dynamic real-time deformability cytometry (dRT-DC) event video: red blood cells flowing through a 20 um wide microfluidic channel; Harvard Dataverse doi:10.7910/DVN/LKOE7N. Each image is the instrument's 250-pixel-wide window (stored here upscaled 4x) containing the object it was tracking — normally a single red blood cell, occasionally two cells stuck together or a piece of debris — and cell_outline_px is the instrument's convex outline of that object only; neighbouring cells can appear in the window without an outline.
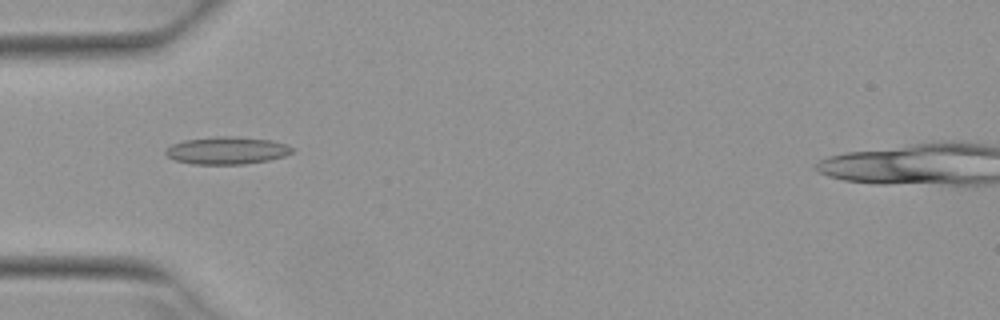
{"species": "Egyptian fruit bat (a non-hibernating species)", "species_latin": "Rousettus aegyptiacus", "temperature_condition": "warm", "stored_images_in_passage": 1, "camera_frame_rate_fps": 3000, "um_per_image_px": 0.085, "animal": {"sex": "female"}, "frame": {"image": 1, "passage_image": 1, "time_ms": 0.0, "image_size_px": [1000, 320], "cell_outline_px": [[292, 152], [284, 156], [268, 160], [244, 164], [192, 164], [176, 160], [168, 156], [164, 152], [172, 144], [184, 140], [216, 136], [236, 136], [272, 140], [284, 144], [292, 148]], "centroid_in_image_um": [19.27, 12.78], "position_along_channel_um": 65.7, "area_um2": 20.11}}